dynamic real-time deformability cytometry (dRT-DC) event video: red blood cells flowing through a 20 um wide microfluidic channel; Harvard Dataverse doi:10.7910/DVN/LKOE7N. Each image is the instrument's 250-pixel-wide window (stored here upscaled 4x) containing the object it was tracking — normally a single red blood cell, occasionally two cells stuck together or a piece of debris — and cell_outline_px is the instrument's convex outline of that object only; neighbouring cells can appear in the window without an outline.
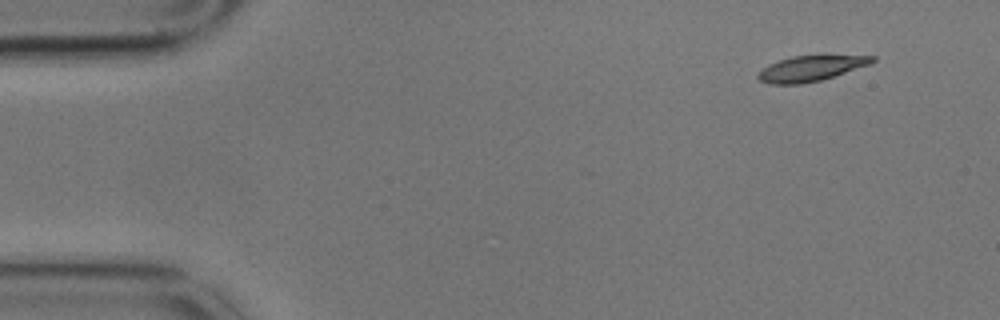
{"species": "common noctule bat (a hibernating species)", "species_latin": "Nyctalus noctula", "temperature_condition": "cold", "stored_images_in_passage": 5, "camera_frame_rate_fps": 3000, "um_per_image_px": 0.085, "animal": {"sex": "male", "body_mass_g": 17.9}, "frame": {"image": 1, "passage_image": 1, "time_ms": 0.0, "image_size_px": [1000, 320], "cell_outline_px": [[876, 60], [868, 64], [820, 80], [800, 84], [768, 84], [760, 80], [756, 76], [756, 72], [768, 64], [792, 56], [820, 52], [876, 56]], "centroid_in_image_um": [68.92, 5.74], "position_along_channel_um": 16.1, "area_um2": 17.74}}
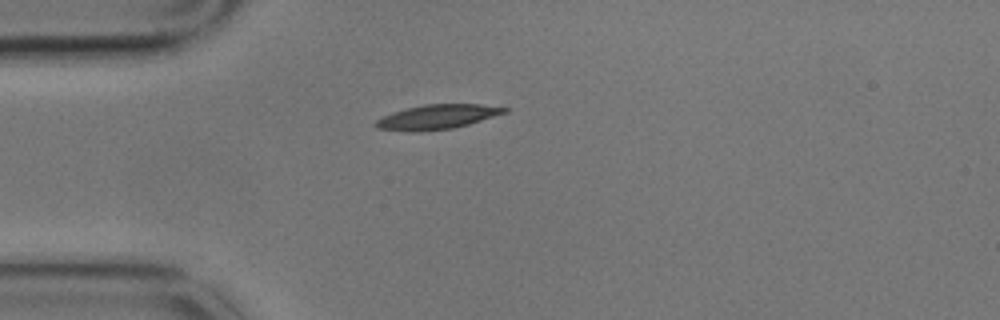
{"frame": {"image": 2, "passage_image": 3, "time_ms": 0.667, "image_size_px": [1000, 320], "cell_outline_px": [[508, 112], [468, 124], [452, 128], [420, 132], [408, 132], [376, 128], [372, 124], [376, 120], [392, 112], [424, 104], [480, 104], [508, 108]], "centroid_in_image_um": [37.12, 9.94], "position_along_channel_um": 47.9, "area_um2": 18.44}}